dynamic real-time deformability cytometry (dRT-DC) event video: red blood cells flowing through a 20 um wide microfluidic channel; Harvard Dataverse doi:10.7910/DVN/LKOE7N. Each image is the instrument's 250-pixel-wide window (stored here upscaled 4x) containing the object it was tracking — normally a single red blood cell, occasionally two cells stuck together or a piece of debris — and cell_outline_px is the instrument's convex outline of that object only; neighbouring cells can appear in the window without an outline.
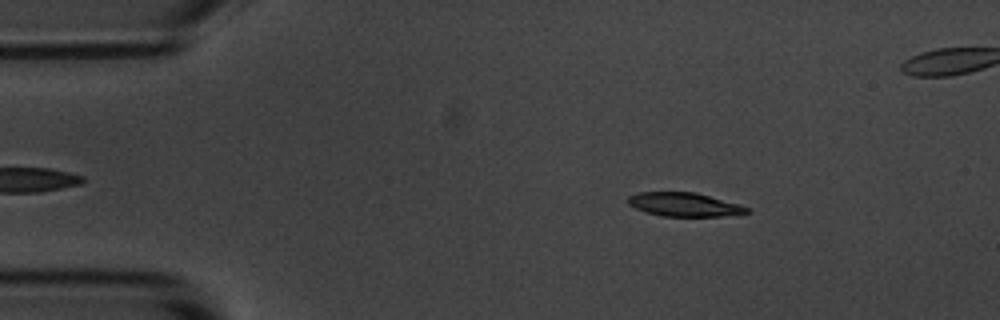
{"species": "common noctule bat (a hibernating species)", "species_latin": "Nyctalus noctula", "temperature_condition": "room temperature", "stored_images_in_passage": 5, "camera_frame_rate_fps": 3000, "um_per_image_px": 0.085, "animal": {"sex": "male", "body_mass_g": 20.1, "forearm_length_mm": 53.5}, "frame": {"image": 1, "passage_image": 2, "time_ms": 1.333, "image_size_px": [1000, 320], "cell_outline_px": [[748, 212], [724, 216], [664, 216], [644, 212], [628, 204], [628, 196], [640, 192], [696, 192], [740, 204], [748, 208]], "centroid_in_image_um": [58.14, 17.38], "position_along_channel_um": 26.9, "area_um2": 16.36}}